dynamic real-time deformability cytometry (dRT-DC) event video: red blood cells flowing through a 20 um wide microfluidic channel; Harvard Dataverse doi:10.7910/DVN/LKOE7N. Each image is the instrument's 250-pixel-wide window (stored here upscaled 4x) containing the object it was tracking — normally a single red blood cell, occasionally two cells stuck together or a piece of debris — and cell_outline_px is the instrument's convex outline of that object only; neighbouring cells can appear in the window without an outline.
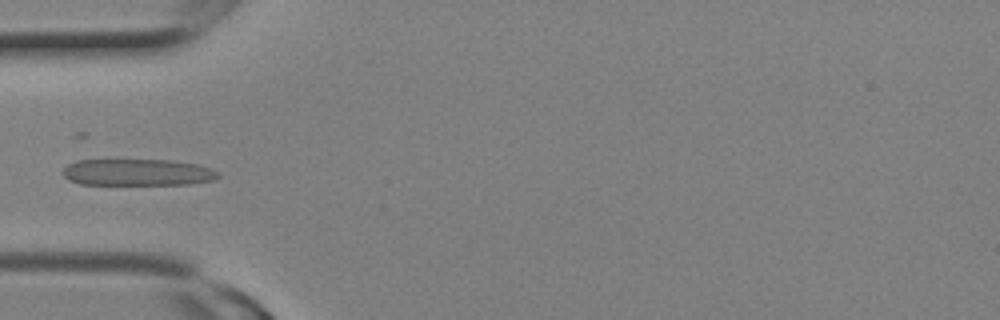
{"species": "Egyptian fruit bat (a non-hibernating species)", "species_latin": "Rousettus aegyptiacus", "temperature_condition": "room temperature", "stored_images_in_passage": 21, "camera_frame_rate_fps": 3000, "um_per_image_px": 0.085, "animal": {"sex": "female"}, "frame": {"image": 1, "passage_image": 8, "time_ms": 2.333, "image_size_px": [1000, 320], "cell_outline_px": [[220, 176], [212, 180], [188, 184], [80, 184], [68, 180], [64, 176], [64, 168], [68, 164], [76, 160], [172, 160], [196, 164], [212, 168]], "centroid_in_image_um": [11.67, 14.64], "position_along_channel_um": 73.3, "area_um2": 23.99}}
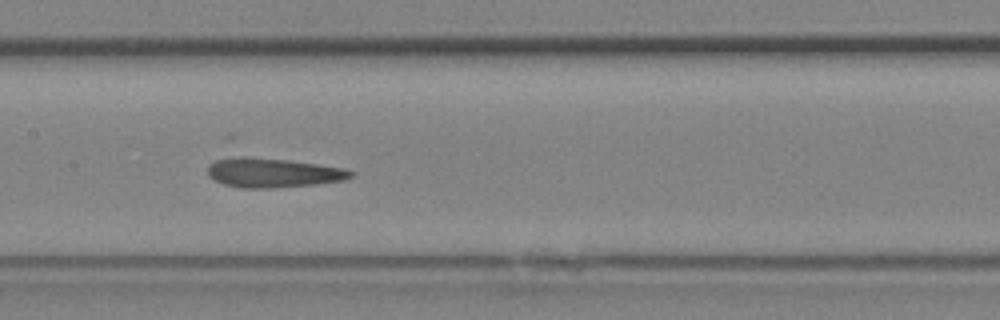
{"frame": {"image": 2, "passage_image": 12, "time_ms": 3.667, "image_size_px": [1000, 320], "cell_outline_px": [[356, 172], [352, 176], [344, 180], [312, 184], [272, 188], [240, 188], [224, 184], [208, 176], [208, 164], [216, 160], [236, 156], [244, 156], [288, 160], [344, 168]], "centroid_in_image_um": [23.17, 14.68], "position_along_channel_um": 184.2, "area_um2": 24.39}}
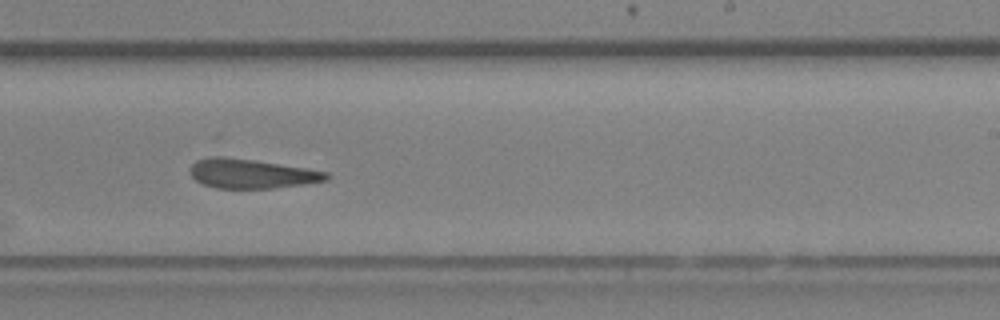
{"frame": {"image": 3, "passage_image": 15, "time_ms": 4.667, "image_size_px": [1000, 320], "cell_outline_px": [[328, 180], [304, 184], [272, 188], [216, 188], [204, 184], [196, 180], [188, 172], [192, 164], [196, 160], [216, 152], [328, 172]], "centroid_in_image_um": [21.28, 14.69], "position_along_channel_um": 267.7, "area_um2": 24.28}}